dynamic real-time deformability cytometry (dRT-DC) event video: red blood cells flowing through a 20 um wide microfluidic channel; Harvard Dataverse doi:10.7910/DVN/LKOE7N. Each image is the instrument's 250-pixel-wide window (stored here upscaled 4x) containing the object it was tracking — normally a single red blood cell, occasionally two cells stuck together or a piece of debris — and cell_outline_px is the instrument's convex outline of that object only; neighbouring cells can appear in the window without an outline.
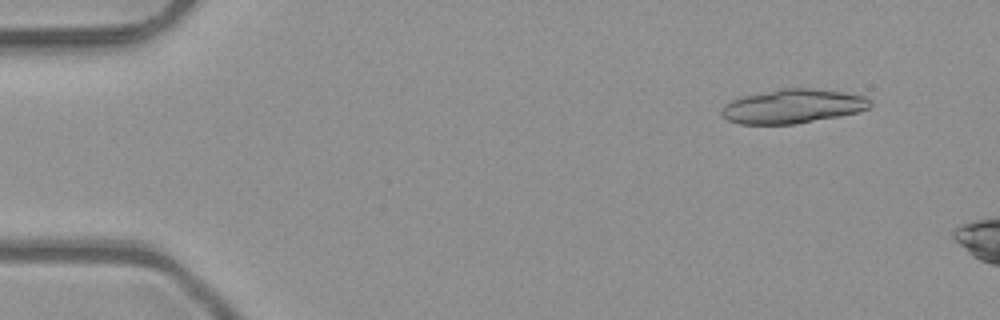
{"species": "common noctule bat (a hibernating species)", "species_latin": "Nyctalus noctula", "temperature_condition": "room temperature", "stored_images_in_passage": 16, "camera_frame_rate_fps": 3000, "um_per_image_px": 0.085, "animal": {"sex": "male", "body_mass_g": 23.1, "forearm_length_mm": 52.7}, "frame": {"image": 1, "passage_image": 5, "time_ms": 1.333, "image_size_px": [1000, 320], "cell_outline_px": [[872, 104], [868, 108], [860, 112], [792, 124], [740, 124], [728, 120], [720, 116], [720, 108], [724, 104], [732, 100], [744, 96], [780, 88], [812, 88], [844, 92], [864, 96], [872, 100]], "centroid_in_image_um": [67.36, 9.03], "position_along_channel_um": 17.6, "area_um2": 29.59}}